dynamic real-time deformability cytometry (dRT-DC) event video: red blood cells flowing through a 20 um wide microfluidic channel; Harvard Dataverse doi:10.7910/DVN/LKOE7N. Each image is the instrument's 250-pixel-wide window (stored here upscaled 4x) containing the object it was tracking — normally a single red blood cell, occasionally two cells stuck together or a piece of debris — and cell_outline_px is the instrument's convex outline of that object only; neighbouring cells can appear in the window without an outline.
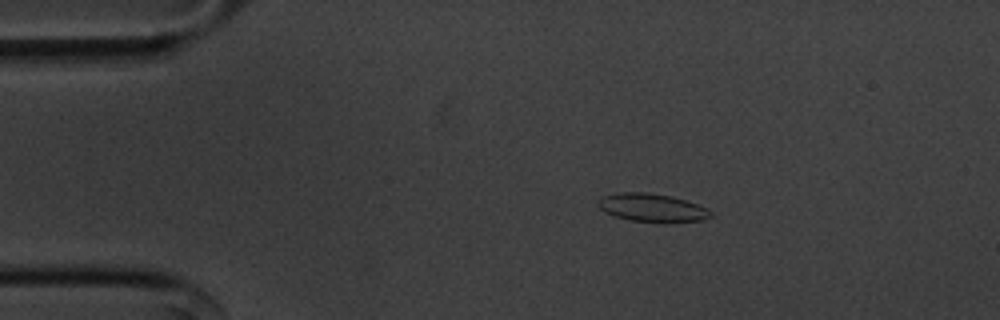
{"species": "common noctule bat (a hibernating species)", "species_latin": "Nyctalus noctula", "temperature_condition": "cold", "stored_images_in_passage": 47, "camera_frame_rate_fps": 3000, "um_per_image_px": 0.085, "animal": {"sex": "male", "body_mass_g": 20.1, "forearm_length_mm": 53.5}, "frame": {"image": 1, "passage_image": 2, "time_ms": 0.333, "image_size_px": [1000, 320], "cell_outline_px": [[712, 216], [704, 220], [628, 220], [612, 216], [604, 212], [596, 204], [596, 200], [604, 196], [620, 192], [644, 192], [672, 196], [708, 208], [712, 212]], "centroid_in_image_um": [55.35, 17.62], "position_along_channel_um": 29.6, "area_um2": 17.98}}
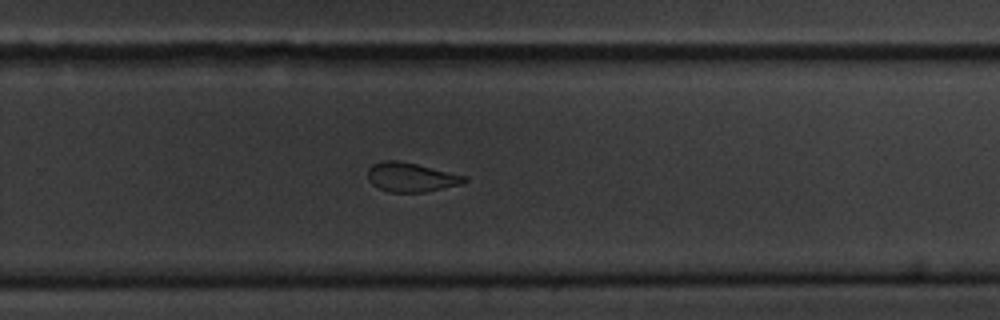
{"frame": {"image": 2, "passage_image": 28, "time_ms": 9.0, "image_size_px": [1000, 320], "cell_outline_px": [[468, 180], [460, 184], [424, 192], [392, 192], [380, 188], [372, 184], [368, 180], [368, 168], [372, 164], [384, 160], [396, 160], [416, 164], [464, 176]], "centroid_in_image_um": [34.88, 15.06], "position_along_channel_um": 294.9, "area_um2": 16.07}}
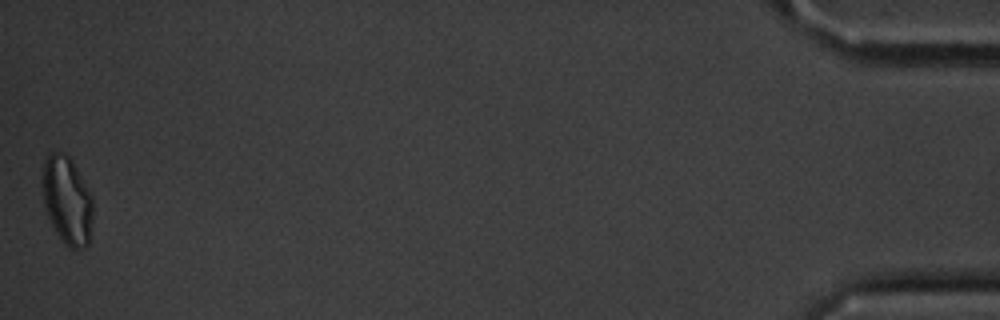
{"frame": {"image": 3, "passage_image": 47, "time_ms": 15.333, "image_size_px": [1000, 320], "cell_outline_px": [[92, 220], [88, 244], [84, 248], [72, 248], [56, 232], [48, 216], [44, 204], [44, 160], [48, 152], [64, 152], [72, 160], [92, 196]], "centroid_in_image_um": [5.72, 16.99], "position_along_channel_um": 429.5, "area_um2": 25.26}, "authors_computed_cell_mechanics": {"area_um2": 17.9758, "velocity_mm_per_s": 3.6142, "shape_relaxation_time_tau1_ms": 4.9932, "shape_relaxation_time_tau2_ms": 1.9522, "deformation_change_tau1": 0.1136, "deformation_change_tau2": 0.0835}}